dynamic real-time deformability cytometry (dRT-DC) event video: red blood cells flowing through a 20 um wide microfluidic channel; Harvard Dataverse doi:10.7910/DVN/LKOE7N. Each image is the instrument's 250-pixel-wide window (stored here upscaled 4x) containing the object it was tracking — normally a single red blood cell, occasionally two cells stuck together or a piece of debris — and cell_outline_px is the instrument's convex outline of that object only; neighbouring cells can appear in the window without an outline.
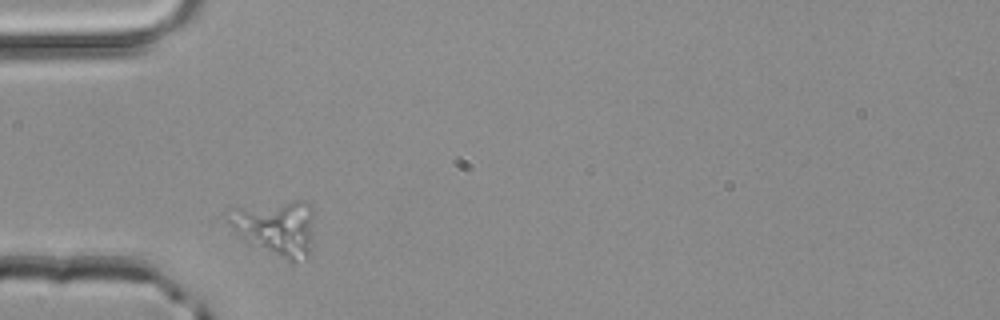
{"species": "common noctule bat (a hibernating species)", "species_latin": "Nyctalus noctula", "temperature_condition": "room temperature", "stored_images_in_passage": 1, "camera_frame_rate_fps": 3000, "um_per_image_px": 0.085, "animal": {"sex": "male", "body_mass_g": 20.4}, "frame": {"image": 1, "passage_image": 1, "time_ms": 0.0, "image_size_px": [1000, 320], "cell_outline_px": [[312, 236], [308, 256], [292, 264], [248, 244], [216, 216], [232, 208], [292, 200], [304, 200], [312, 208]], "centroid_in_image_um": [23.31, 19.36], "position_along_channel_um": 61.7, "area_um2": 29.02}}